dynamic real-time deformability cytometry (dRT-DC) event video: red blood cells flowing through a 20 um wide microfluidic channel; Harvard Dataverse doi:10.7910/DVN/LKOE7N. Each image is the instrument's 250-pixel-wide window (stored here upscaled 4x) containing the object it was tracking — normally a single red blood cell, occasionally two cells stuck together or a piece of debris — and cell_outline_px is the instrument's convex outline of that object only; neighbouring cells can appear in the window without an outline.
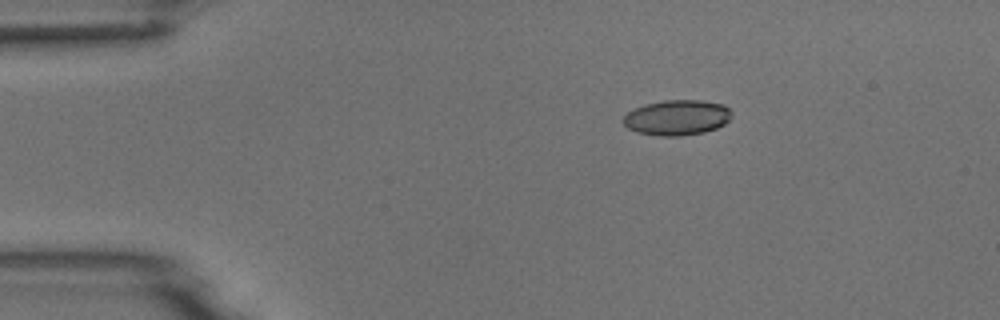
{"species": "common noctule bat (a hibernating species)", "species_latin": "Nyctalus noctula", "temperature_condition": "room temperature", "stored_images_in_passage": 7, "camera_frame_rate_fps": 3000, "um_per_image_px": 0.085, "animal": {"sex": "male", "body_mass_g": 18.8}, "frame": {"image": 1, "passage_image": 1, "time_ms": 0.0, "image_size_px": [1000, 320], "cell_outline_px": [[732, 116], [724, 124], [716, 128], [704, 132], [680, 136], [660, 136], [636, 132], [628, 128], [620, 120], [628, 112], [644, 104], [664, 100], [700, 100], [724, 104], [732, 112]], "centroid_in_image_um": [57.53, 9.99], "position_along_channel_um": 27.5, "area_um2": 22.43}}
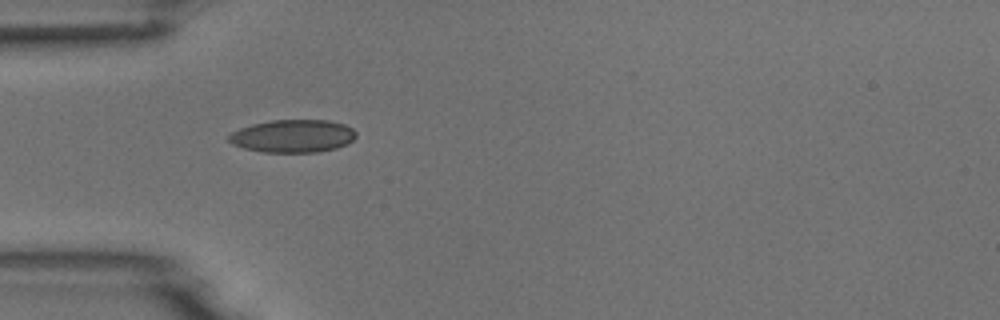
{"frame": {"image": 2, "passage_image": 3, "time_ms": 2.333, "image_size_px": [1000, 320], "cell_outline_px": [[356, 136], [348, 144], [336, 148], [316, 152], [260, 152], [244, 148], [232, 144], [228, 140], [228, 136], [232, 132], [240, 128], [252, 124], [272, 120], [328, 120], [344, 124], [352, 128], [356, 132]], "centroid_in_image_um": [24.89, 11.56], "position_along_channel_um": 60.1, "area_um2": 24.39}}